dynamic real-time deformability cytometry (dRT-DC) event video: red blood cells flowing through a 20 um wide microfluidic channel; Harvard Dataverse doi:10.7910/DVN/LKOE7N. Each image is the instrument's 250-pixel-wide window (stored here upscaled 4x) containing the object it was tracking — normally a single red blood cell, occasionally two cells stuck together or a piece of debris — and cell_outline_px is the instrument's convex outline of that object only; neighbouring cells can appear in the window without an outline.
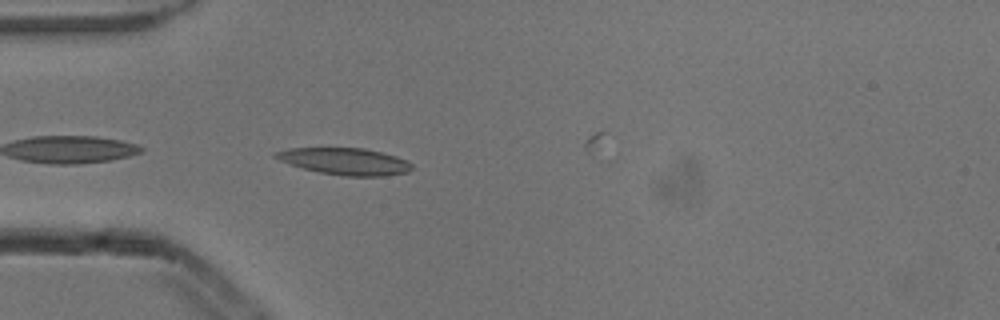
{"species": "common noctule bat (a hibernating species)", "species_latin": "Nyctalus noctula", "temperature_condition": "cold", "stored_images_in_passage": 4, "camera_frame_rate_fps": 3000, "um_per_image_px": 0.085, "animal": {"sex": "male", "body_mass_g": 13.3}, "frame": {"image": 1, "passage_image": 3, "time_ms": 0.667, "image_size_px": [1000, 320], "cell_outline_px": [[412, 168], [408, 172], [384, 176], [344, 176], [320, 172], [304, 168], [280, 160], [272, 156], [272, 152], [288, 148], [364, 148], [396, 156], [408, 160], [412, 164]], "centroid_in_image_um": [29.33, 13.71], "position_along_channel_um": 55.7, "area_um2": 21.21}}